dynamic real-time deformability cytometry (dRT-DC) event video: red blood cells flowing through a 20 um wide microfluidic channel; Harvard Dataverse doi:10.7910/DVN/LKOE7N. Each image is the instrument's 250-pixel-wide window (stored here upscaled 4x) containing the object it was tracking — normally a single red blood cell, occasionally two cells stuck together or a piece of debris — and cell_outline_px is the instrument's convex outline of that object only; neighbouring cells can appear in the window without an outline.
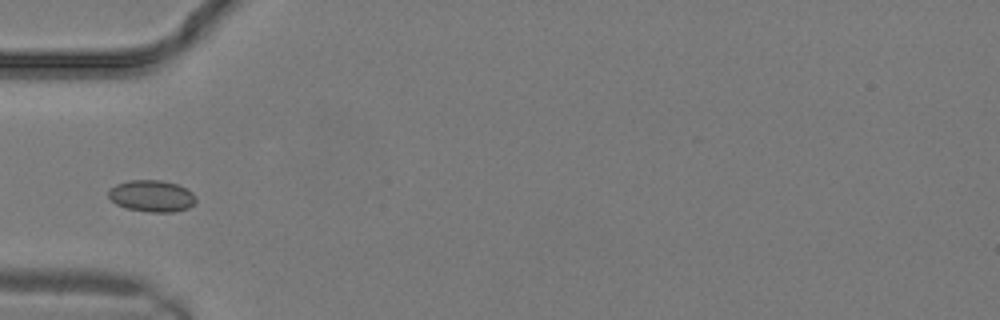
{"species": "common noctule bat (a hibernating species)", "species_latin": "Nyctalus noctula", "temperature_condition": "warm", "stored_images_in_passage": 2, "camera_frame_rate_fps": 3000, "um_per_image_px": 0.085, "animal": {"sex": "male", "body_mass_g": 19.2, "forearm_length_mm": 51.8}, "frame": {"image": 1, "passage_image": 1, "time_ms": 0.0, "image_size_px": [1000, 320], "cell_outline_px": [[196, 200], [188, 208], [172, 212], [148, 212], [128, 208], [116, 204], [108, 196], [108, 192], [116, 184], [128, 180], [160, 180], [176, 184], [192, 192], [196, 196]], "centroid_in_image_um": [12.89, 16.66], "position_along_channel_um": 72.1, "area_um2": 15.95}}